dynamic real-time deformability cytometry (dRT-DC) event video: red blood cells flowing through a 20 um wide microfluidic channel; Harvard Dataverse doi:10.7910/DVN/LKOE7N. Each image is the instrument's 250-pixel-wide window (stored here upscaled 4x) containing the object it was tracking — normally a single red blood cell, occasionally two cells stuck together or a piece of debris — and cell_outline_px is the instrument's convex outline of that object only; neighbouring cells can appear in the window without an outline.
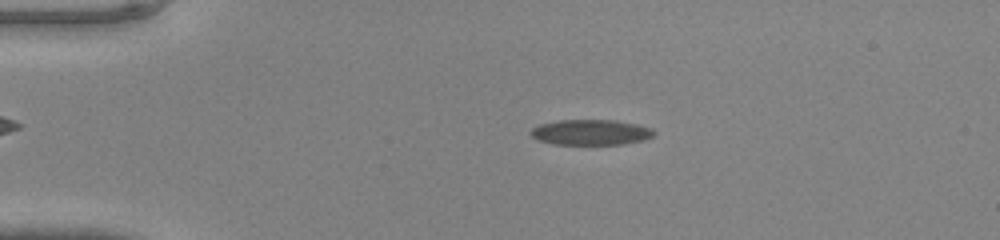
{"species": "common noctule bat (a hibernating species)", "species_latin": "Nyctalus noctula", "temperature_condition": "warm", "stored_images_in_passage": 49, "camera_frame_rate_fps": 3000, "um_per_image_px": 0.085, "animal": {"sex": "male", "body_mass_g": 20.0, "forearm_length_mm": 53.3}, "frame": {"image": 1, "passage_image": 11, "time_ms": 3.333, "image_size_px": [1000, 240], "cell_outline_px": [[656, 132], [652, 136], [644, 140], [624, 144], [556, 144], [540, 140], [532, 136], [528, 132], [532, 128], [540, 124], [560, 120], [616, 120], [636, 124], [652, 128]], "centroid_in_image_um": [50.24, 11.24], "position_along_channel_um": 34.8, "area_um2": 18.21}}
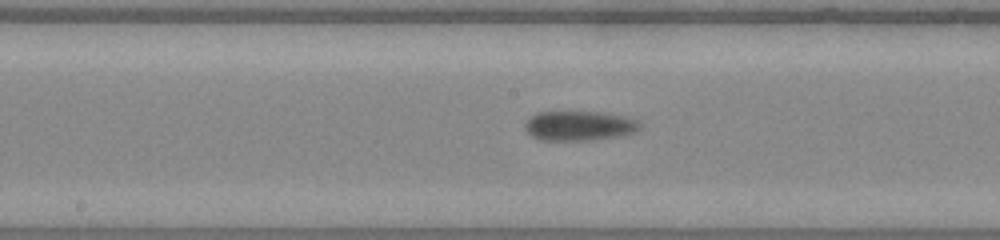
{"frame": {"image": 2, "passage_image": 26, "time_ms": 8.333, "image_size_px": [1000, 240], "cell_outline_px": [[640, 128], [636, 132], [620, 136], [592, 140], [540, 140], [532, 136], [524, 128], [524, 124], [536, 112], [600, 112], [628, 116], [640, 120]], "centroid_in_image_um": [49.28, 10.69], "position_along_channel_um": 198.9, "area_um2": 20.06}}
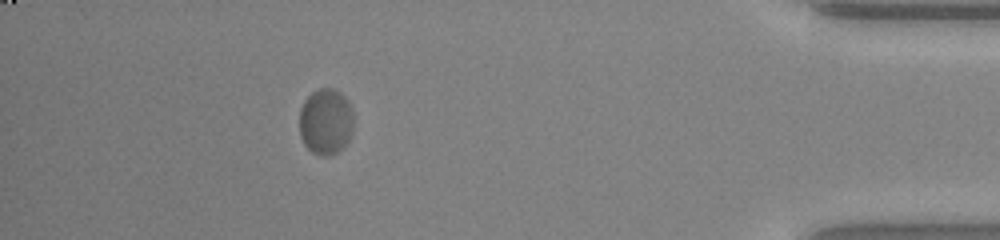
{"frame": {"image": 3, "passage_image": 44, "time_ms": 14.333, "image_size_px": [1000, 240], "cell_outline_px": [[352, 136], [336, 152], [328, 156], [320, 156], [312, 152], [304, 144], [300, 136], [300, 108], [304, 100], [312, 92], [320, 88], [336, 88], [348, 100], [352, 108]], "centroid_in_image_um": [27.68, 10.31], "position_along_channel_um": 407.5, "area_um2": 20.98}}